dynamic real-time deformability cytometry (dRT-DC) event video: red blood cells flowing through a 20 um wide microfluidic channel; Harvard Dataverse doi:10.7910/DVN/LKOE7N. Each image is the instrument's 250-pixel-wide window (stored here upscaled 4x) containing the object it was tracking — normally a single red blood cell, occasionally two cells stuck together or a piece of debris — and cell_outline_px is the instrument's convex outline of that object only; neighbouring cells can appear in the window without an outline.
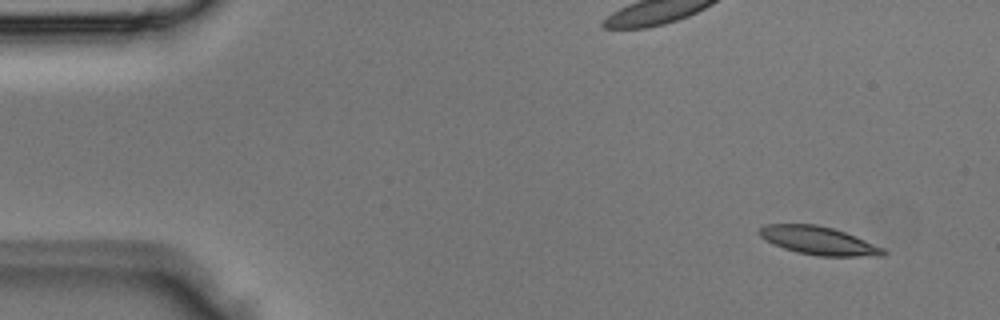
{"species": "Egyptian fruit bat (a non-hibernating species)", "species_latin": "Rousettus aegyptiacus", "temperature_condition": "room temperature", "stored_images_in_passage": 4, "segment_of_instrument_passage": [1, 2], "camera_frame_rate_fps": 3000, "um_per_image_px": 0.085, "animal": {"sex": "male"}, "frame": {"image": 1, "passage_image": 1, "time_ms": 0.0, "image_size_px": [1000, 320], "cell_outline_px": [[888, 252], [884, 256], [816, 256], [796, 252], [772, 244], [760, 236], [760, 228], [764, 224], [816, 224], [832, 228], [856, 236], [884, 248]], "centroid_in_image_um": [69.6, 20.46], "position_along_channel_um": 15.4, "area_um2": 20.4}}
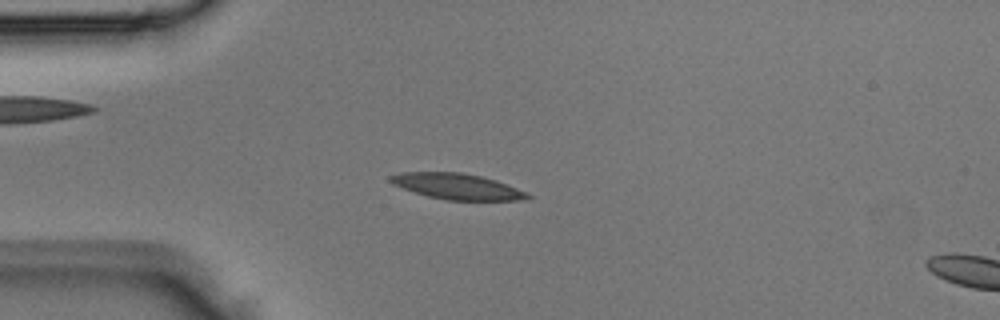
{"frame": {"image": 2, "passage_image": 3, "time_ms": 0.667, "image_size_px": [1000, 320], "cell_outline_px": [[532, 196], [516, 200], [448, 200], [428, 196], [392, 184], [388, 180], [388, 176], [400, 172], [460, 172], [480, 176], [496, 180], [528, 192]], "centroid_in_image_um": [38.83, 15.83], "position_along_channel_um": 46.2, "area_um2": 20.46}}